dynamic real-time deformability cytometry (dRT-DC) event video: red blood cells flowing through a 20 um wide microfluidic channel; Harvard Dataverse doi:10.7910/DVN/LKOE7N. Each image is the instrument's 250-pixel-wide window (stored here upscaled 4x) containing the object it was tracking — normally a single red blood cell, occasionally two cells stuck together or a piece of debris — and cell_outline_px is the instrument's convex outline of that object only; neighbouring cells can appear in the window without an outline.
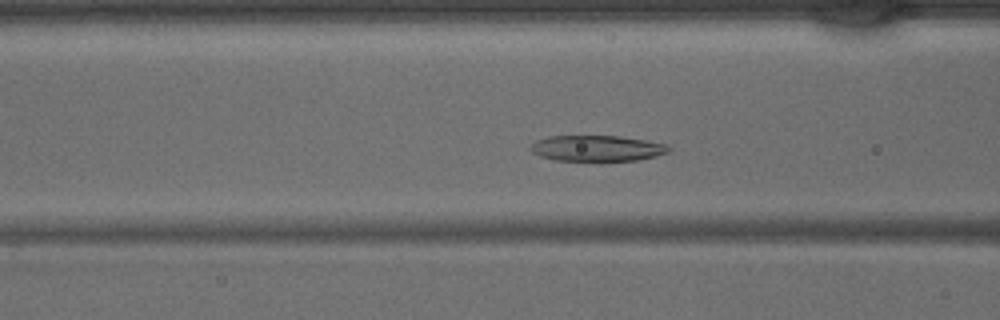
{"species": "common noctule bat (a hibernating species)", "species_latin": "Nyctalus noctula", "temperature_condition": "warm", "stored_images_in_passage": 41, "camera_frame_rate_fps": 3000, "um_per_image_px": 0.085, "animal": {"sex": "male", "body_mass_g": 15.6}, "frame": {"image": 1, "passage_image": 15, "time_ms": 4.667, "image_size_px": [1000, 320], "cell_outline_px": [[672, 148], [668, 152], [656, 156], [636, 160], [556, 160], [540, 156], [532, 152], [528, 148], [536, 140], [548, 136], [620, 136], [668, 144]], "centroid_in_image_um": [50.74, 12.59], "position_along_channel_um": 115.9, "area_um2": 20.69}}
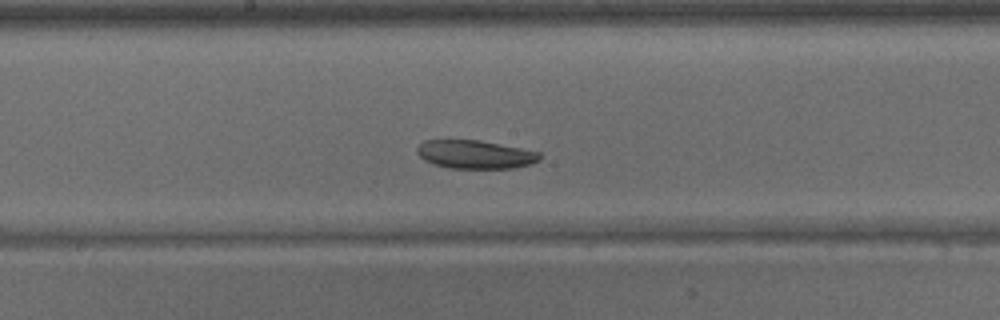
{"frame": {"image": 2, "passage_image": 21, "time_ms": 6.667, "image_size_px": [1000, 320], "cell_outline_px": [[540, 160], [532, 164], [512, 168], [448, 168], [432, 164], [424, 160], [416, 152], [416, 148], [424, 140], [480, 140], [540, 152]], "centroid_in_image_um": [40.37, 13.13], "position_along_channel_um": 207.8, "area_um2": 20.35}}
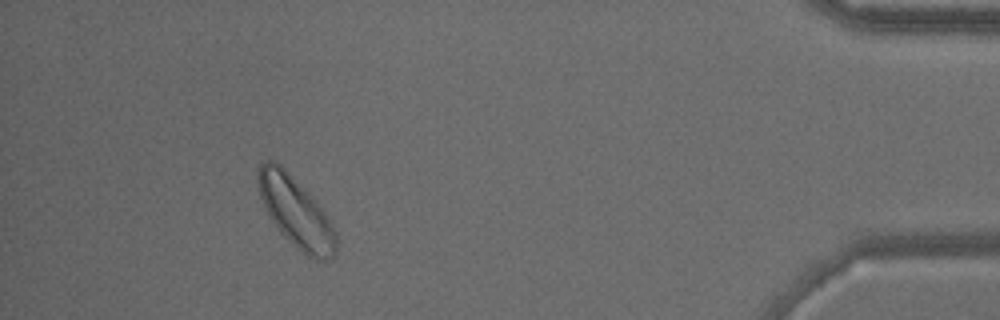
{"frame": {"image": 3, "passage_image": 38, "time_ms": 12.333, "image_size_px": [1000, 320], "cell_outline_px": [[336, 256], [332, 260], [316, 260], [308, 256], [284, 236], [280, 232], [268, 216], [260, 196], [256, 180], [256, 176], [260, 164], [264, 160], [276, 160], [312, 196], [324, 212], [332, 224], [336, 232]], "centroid_in_image_um": [25.13, 18.02], "position_along_channel_um": 410.1, "area_um2": 31.96}}